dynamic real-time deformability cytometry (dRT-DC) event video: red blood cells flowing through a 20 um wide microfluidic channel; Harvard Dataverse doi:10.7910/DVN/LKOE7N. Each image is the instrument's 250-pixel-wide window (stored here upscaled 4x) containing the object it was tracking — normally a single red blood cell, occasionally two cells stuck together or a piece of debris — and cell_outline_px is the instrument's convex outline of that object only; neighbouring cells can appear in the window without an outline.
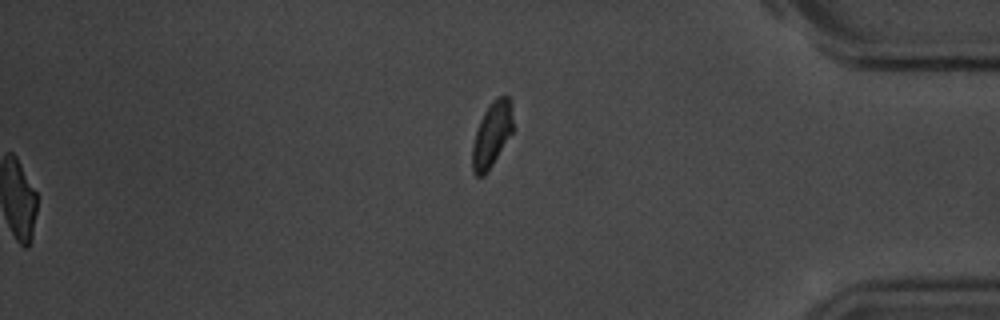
{"species": "common noctule bat (a hibernating species)", "species_latin": "Nyctalus noctula", "temperature_condition": "room temperature", "stored_images_in_passage": 41, "segment_of_instrument_passage": [2, 2], "camera_frame_rate_fps": 3000, "um_per_image_px": 0.085, "animal": {"sex": "male", "body_mass_g": 20.1, "forearm_length_mm": 53.5}, "frame": {"image": 1, "passage_image": 41, "time_ms": 13.333, "image_size_px": [1000, 320], "cell_outline_px": [[512, 132], [492, 164], [484, 176], [476, 176], [472, 172], [472, 144], [480, 120], [484, 112], [492, 100], [500, 96], [508, 96], [512, 100]], "centroid_in_image_um": [41.79, 11.42], "position_along_channel_um": 393.4, "area_um2": 15.26}}